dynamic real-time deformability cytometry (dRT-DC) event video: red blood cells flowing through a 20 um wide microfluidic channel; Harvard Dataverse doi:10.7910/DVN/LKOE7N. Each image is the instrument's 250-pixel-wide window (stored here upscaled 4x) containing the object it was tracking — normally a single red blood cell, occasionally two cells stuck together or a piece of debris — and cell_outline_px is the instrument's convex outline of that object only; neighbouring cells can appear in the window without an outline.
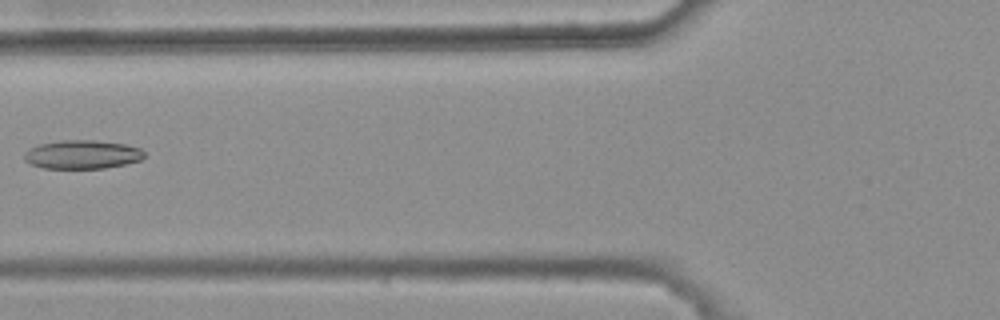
{"species": "common noctule bat (a hibernating species)", "species_latin": "Nyctalus noctula", "temperature_condition": "warm", "stored_images_in_passage": 5, "camera_frame_rate_fps": 3000, "um_per_image_px": 0.085, "animal": {"sex": "female", "body_mass_g": 25.1}, "frame": {"image": 1, "passage_image": 5, "time_ms": 1.333, "image_size_px": [1000, 320], "cell_outline_px": [[144, 156], [140, 160], [124, 164], [104, 168], [44, 168], [32, 164], [24, 160], [24, 152], [40, 144], [60, 140], [96, 140], [124, 144], [140, 148], [144, 152]], "centroid_in_image_um": [6.99, 13.12], "position_along_channel_um": 118.8, "area_um2": 19.88}}